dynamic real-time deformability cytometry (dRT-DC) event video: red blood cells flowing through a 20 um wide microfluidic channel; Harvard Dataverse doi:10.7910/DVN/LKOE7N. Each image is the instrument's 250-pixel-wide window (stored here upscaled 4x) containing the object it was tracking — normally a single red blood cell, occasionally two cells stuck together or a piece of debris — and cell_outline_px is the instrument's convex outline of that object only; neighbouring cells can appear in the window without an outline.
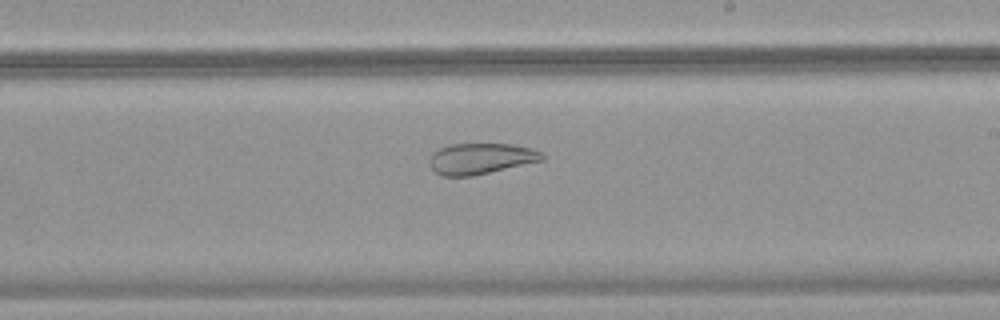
{"species": "common noctule bat (a hibernating species)", "species_latin": "Nyctalus noctula", "temperature_condition": "warm", "stored_images_in_passage": 45, "camera_frame_rate_fps": 3000, "um_per_image_px": 0.085, "animal": {"sex": "female", "body_mass_g": 18.4}, "frame": {"image": 1, "passage_image": 26, "time_ms": 8.333, "image_size_px": [1000, 320], "cell_outline_px": [[544, 160], [472, 176], [444, 176], [436, 172], [428, 164], [428, 160], [432, 152], [448, 144], [512, 144], [532, 148], [544, 152]], "centroid_in_image_um": [40.86, 13.47], "position_along_channel_um": 248.1, "area_um2": 20.46}}